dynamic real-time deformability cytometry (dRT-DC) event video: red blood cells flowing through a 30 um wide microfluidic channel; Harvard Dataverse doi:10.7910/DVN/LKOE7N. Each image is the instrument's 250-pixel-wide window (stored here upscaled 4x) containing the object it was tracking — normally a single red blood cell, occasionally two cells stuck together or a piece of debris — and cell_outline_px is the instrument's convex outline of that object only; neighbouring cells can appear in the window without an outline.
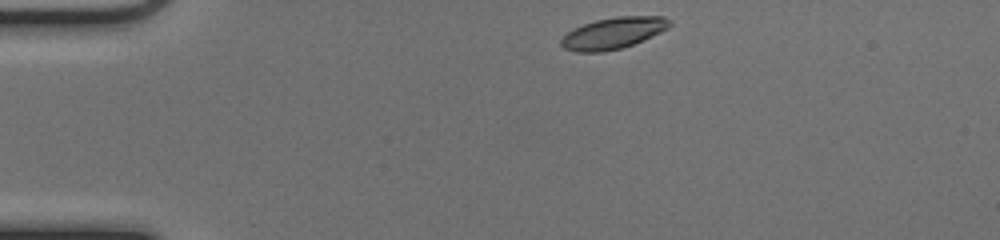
{"species": "common noctule bat (a hibernating species)", "species_latin": "Nyctalus noctula", "temperature_condition": "cold", "stored_images_in_passage": 42, "camera_frame_rate_fps": 3000, "um_per_image_px": 0.085, "animal": {"sex": "female", "body_mass_g": 17.0, "forearm_length_mm": 48.0}, "frame": {"image": 1, "passage_image": 1, "time_ms": 0.0, "image_size_px": [1000, 240], "cell_outline_px": [[672, 24], [668, 28], [660, 32], [632, 44], [620, 48], [604, 52], [576, 52], [564, 48], [560, 44], [560, 40], [572, 28], [596, 20], [616, 16], [664, 16], [672, 20]], "centroid_in_image_um": [52.12, 2.8], "position_along_channel_um": 32.9, "area_um2": 19.83}}
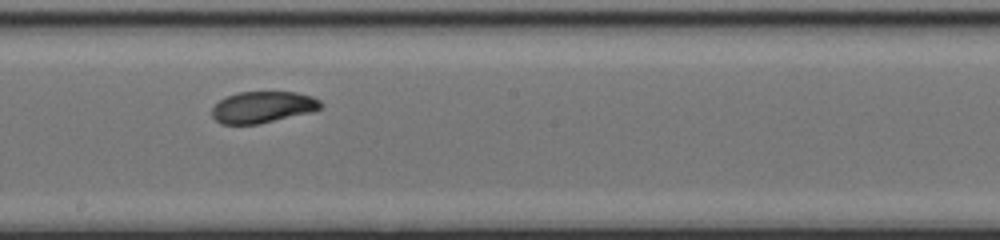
{"frame": {"image": 2, "passage_image": 20, "time_ms": 6.333, "image_size_px": [1000, 240], "cell_outline_px": [[324, 104], [320, 108], [312, 112], [260, 124], [220, 124], [212, 116], [212, 108], [220, 100], [236, 92], [296, 92], [312, 96], [320, 100]], "centroid_in_image_um": [22.36, 9.11], "position_along_channel_um": 225.8, "area_um2": 20.06}}
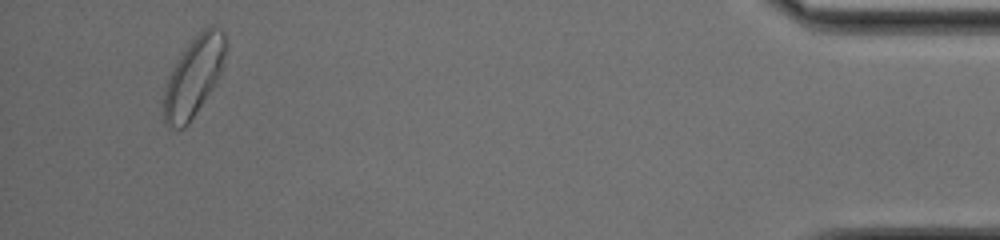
{"frame": {"image": 3, "passage_image": 40, "time_ms": 13.0, "image_size_px": [1000, 240], "cell_outline_px": [[228, 44], [220, 72], [212, 88], [188, 124], [184, 128], [168, 128], [164, 120], [164, 88], [168, 76], [176, 60], [188, 44], [204, 28], [212, 24], [216, 24], [224, 32], [228, 40]], "centroid_in_image_um": [16.48, 6.46], "position_along_channel_um": 418.7, "area_um2": 28.55}, "authors_computed_cell_mechanics": {"area_um2": 20.6635, "velocity_mm_per_s": 3.9629, "shape_relaxation_time_tau1_ms": 4.056, "shape_relaxation_time_tau2_ms": 1.4467, "deformation_change_tau1": 0.1267, "deformation_change_tau2": 0.0568}}